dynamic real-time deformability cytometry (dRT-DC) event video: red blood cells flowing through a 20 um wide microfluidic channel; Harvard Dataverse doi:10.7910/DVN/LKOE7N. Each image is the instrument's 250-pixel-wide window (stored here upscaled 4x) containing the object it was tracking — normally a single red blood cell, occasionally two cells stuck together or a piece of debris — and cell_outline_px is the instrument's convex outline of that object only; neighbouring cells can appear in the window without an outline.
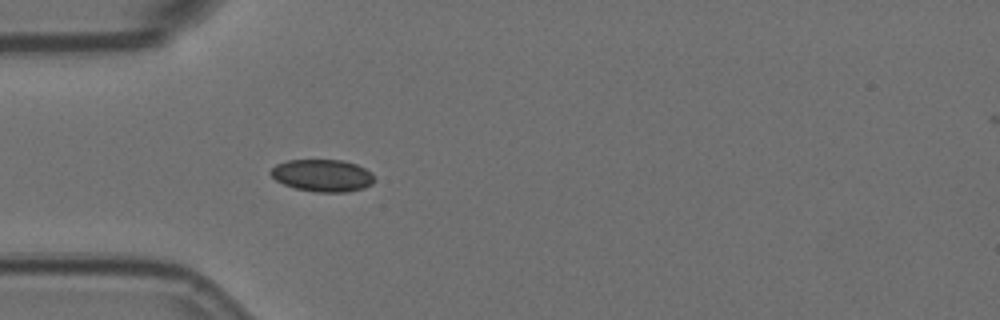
{"species": "Egyptian fruit bat (a non-hibernating species)", "species_latin": "Rousettus aegyptiacus", "temperature_condition": "room temperature", "stored_images_in_passage": 35, "camera_frame_rate_fps": 3000, "um_per_image_px": 0.085, "animal": {"sex": "female"}, "frame": {"image": 1, "passage_image": 1, "time_ms": 0.0, "image_size_px": [1000, 320], "cell_outline_px": [[376, 180], [372, 184], [364, 188], [348, 192], [316, 192], [296, 188], [284, 184], [276, 180], [268, 172], [276, 164], [288, 160], [340, 160], [356, 164], [372, 172]], "centroid_in_image_um": [27.43, 14.92], "position_along_channel_um": 57.6, "area_um2": 19.54}}
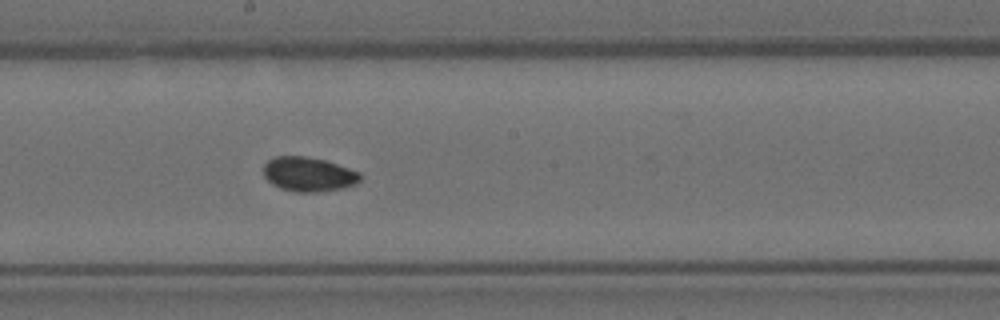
{"frame": {"image": 2, "passage_image": 15, "time_ms": 4.667, "image_size_px": [1000, 320], "cell_outline_px": [[360, 180], [356, 184], [344, 188], [316, 192], [296, 192], [280, 188], [272, 184], [264, 176], [264, 164], [268, 160], [276, 156], [308, 156], [324, 160], [360, 172]], "centroid_in_image_um": [26.22, 14.81], "position_along_channel_um": 222.0, "area_um2": 19.36}}
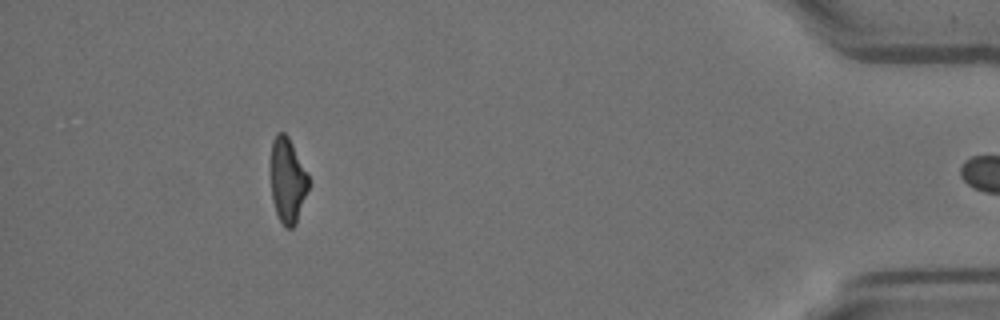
{"frame": {"image": 3, "passage_image": 34, "time_ms": 11.0, "image_size_px": [1000, 320], "cell_outline_px": [[308, 188], [296, 224], [292, 228], [284, 228], [276, 212], [272, 200], [268, 168], [272, 140], [276, 132], [284, 132], [288, 136], [308, 176]], "centroid_in_image_um": [24.37, 15.31], "position_along_channel_um": 410.8, "area_um2": 19.13}}